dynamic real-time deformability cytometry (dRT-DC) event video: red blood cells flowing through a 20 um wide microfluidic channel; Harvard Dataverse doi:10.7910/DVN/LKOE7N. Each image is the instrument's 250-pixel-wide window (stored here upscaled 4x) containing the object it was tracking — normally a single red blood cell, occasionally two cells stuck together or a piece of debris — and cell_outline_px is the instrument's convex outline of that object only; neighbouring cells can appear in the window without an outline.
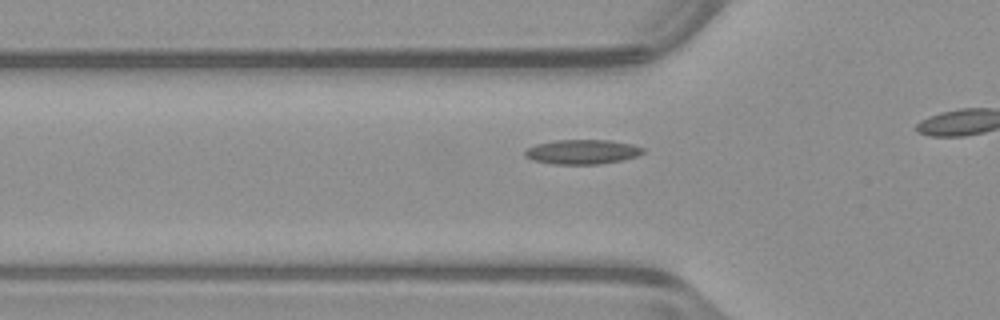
{"species": "common noctule bat (a hibernating species)", "species_latin": "Nyctalus noctula", "temperature_condition": "warm", "stored_images_in_passage": 8, "camera_frame_rate_fps": 3000, "um_per_image_px": 0.085, "animal": {"sex": "male", "body_mass_g": 23.1, "forearm_length_mm": 52.7}, "frame": {"image": 1, "passage_image": 3, "time_ms": 0.667, "image_size_px": [1000, 320], "cell_outline_px": [[644, 152], [636, 156], [620, 160], [600, 164], [552, 164], [532, 160], [524, 156], [524, 152], [528, 148], [536, 144], [556, 140], [612, 140], [632, 144], [644, 148]], "centroid_in_image_um": [49.47, 12.9], "position_along_channel_um": 76.3, "area_um2": 16.88}}
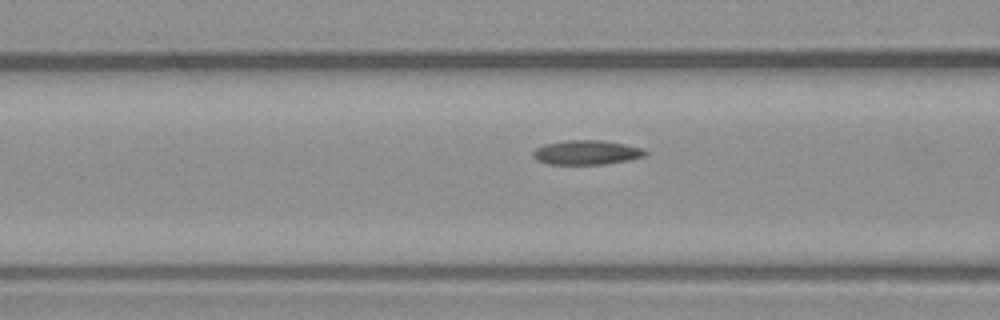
{"frame": {"image": 2, "passage_image": 6, "time_ms": 1.667, "image_size_px": [1000, 320], "cell_outline_px": [[648, 152], [644, 156], [628, 160], [604, 164], [548, 164], [536, 160], [532, 156], [532, 152], [536, 148], [544, 144], [568, 140], [600, 140], [624, 144], [644, 148]], "centroid_in_image_um": [49.84, 12.96], "position_along_channel_um": 116.8, "area_um2": 15.95}}